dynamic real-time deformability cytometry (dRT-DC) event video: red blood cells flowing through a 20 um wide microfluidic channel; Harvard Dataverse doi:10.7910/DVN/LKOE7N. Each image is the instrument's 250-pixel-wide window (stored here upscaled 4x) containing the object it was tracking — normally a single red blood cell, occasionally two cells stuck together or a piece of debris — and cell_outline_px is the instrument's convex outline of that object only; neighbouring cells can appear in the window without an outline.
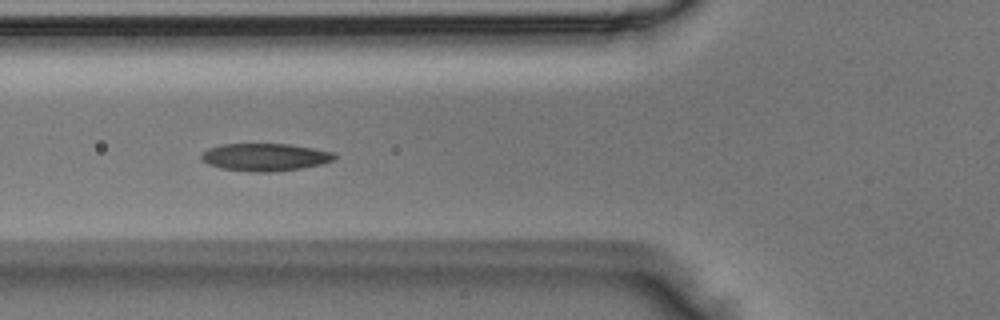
{"species": "Egyptian fruit bat (a non-hibernating species)", "species_latin": "Rousettus aegyptiacus", "temperature_condition": "room temperature", "stored_images_in_passage": 6, "camera_frame_rate_fps": 3000, "um_per_image_px": 0.085, "animal": {"sex": "male"}, "frame": {"image": 1, "passage_image": 6, "time_ms": 1.667, "image_size_px": [1000, 320], "cell_outline_px": [[336, 156], [332, 160], [320, 164], [300, 168], [272, 172], [256, 172], [220, 168], [208, 164], [200, 160], [200, 156], [208, 148], [220, 144], [288, 144], [312, 148], [332, 152]], "centroid_in_image_um": [22.46, 13.35], "position_along_channel_um": 103.3, "area_um2": 21.21}}